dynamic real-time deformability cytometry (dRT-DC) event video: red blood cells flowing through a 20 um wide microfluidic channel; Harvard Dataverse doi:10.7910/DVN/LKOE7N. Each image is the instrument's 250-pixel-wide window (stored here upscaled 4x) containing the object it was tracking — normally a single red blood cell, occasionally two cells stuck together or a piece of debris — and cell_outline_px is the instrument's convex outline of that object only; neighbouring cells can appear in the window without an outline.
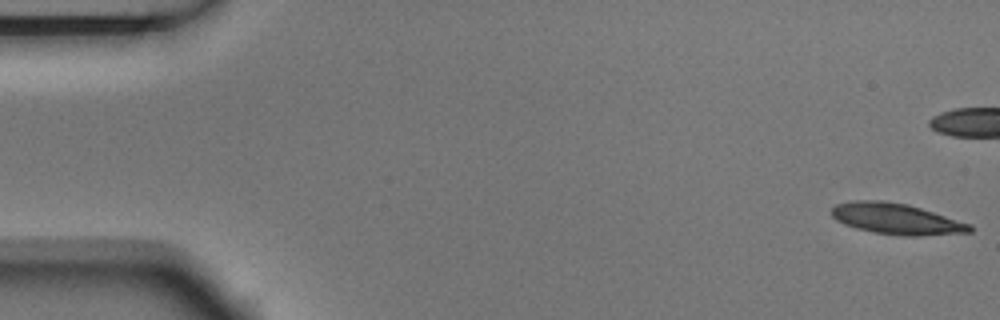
{"species": "Egyptian fruit bat (a non-hibernating species)", "species_latin": "Rousettus aegyptiacus", "temperature_condition": "room temperature", "stored_images_in_passage": 6, "camera_frame_rate_fps": 3000, "um_per_image_px": 0.085, "animal": {"sex": "male"}, "frame": {"image": 1, "passage_image": 1, "time_ms": 0.0, "image_size_px": [1000, 320], "cell_outline_px": [[972, 232], [916, 236], [904, 236], [872, 232], [856, 228], [844, 224], [836, 220], [832, 216], [832, 208], [836, 204], [852, 200], [884, 200], [908, 204], [972, 224]], "centroid_in_image_um": [76.18, 18.6], "position_along_channel_um": 8.8, "area_um2": 25.03}}
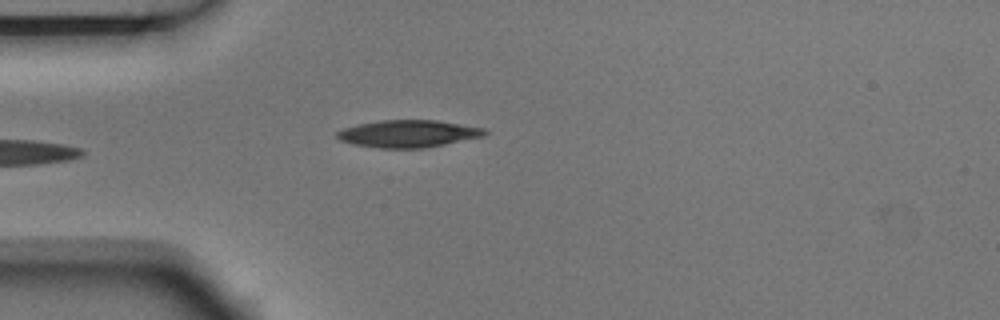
{"frame": {"image": 2, "passage_image": 6, "time_ms": 1.667, "image_size_px": [1000, 320], "cell_outline_px": [[488, 132], [484, 136], [424, 148], [380, 148], [352, 144], [340, 140], [336, 136], [336, 132], [344, 128], [360, 124], [380, 120], [436, 120], [484, 128]], "centroid_in_image_um": [34.69, 11.36], "position_along_channel_um": 50.3, "area_um2": 23.29}}